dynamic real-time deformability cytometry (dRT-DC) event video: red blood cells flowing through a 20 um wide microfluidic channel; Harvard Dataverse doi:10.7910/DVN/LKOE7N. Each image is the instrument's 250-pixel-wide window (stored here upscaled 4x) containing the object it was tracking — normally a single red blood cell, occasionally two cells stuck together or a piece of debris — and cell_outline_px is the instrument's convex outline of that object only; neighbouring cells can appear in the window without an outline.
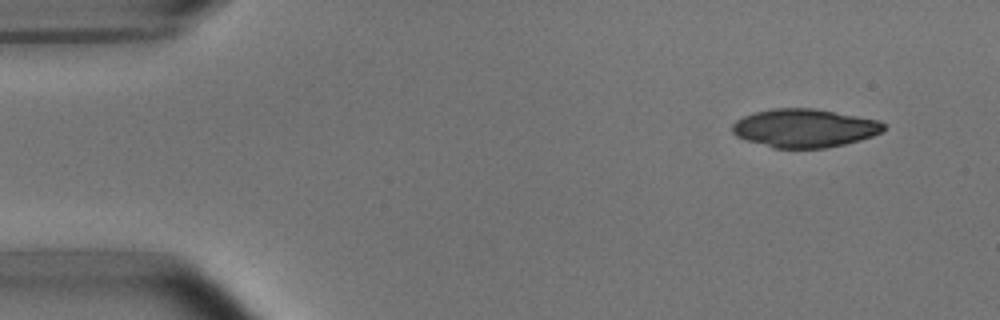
{"species": "common noctule bat (a hibernating species)", "species_latin": "Nyctalus noctula", "temperature_condition": "room temperature", "stored_images_in_passage": 4, "camera_frame_rate_fps": 3000, "um_per_image_px": 0.085, "animal": {"sex": "male", "body_mass_g": 15.6}, "frame": {"image": 1, "passage_image": 1, "time_ms": 0.0, "image_size_px": [1000, 320], "cell_outline_px": [[888, 128], [872, 136], [860, 140], [844, 144], [824, 148], [772, 148], [744, 140], [736, 136], [732, 132], [732, 124], [736, 120], [744, 116], [756, 112], [776, 108], [812, 108], [880, 120]], "centroid_in_image_um": [68.37, 10.9], "position_along_channel_um": 16.6, "area_um2": 33.93}}